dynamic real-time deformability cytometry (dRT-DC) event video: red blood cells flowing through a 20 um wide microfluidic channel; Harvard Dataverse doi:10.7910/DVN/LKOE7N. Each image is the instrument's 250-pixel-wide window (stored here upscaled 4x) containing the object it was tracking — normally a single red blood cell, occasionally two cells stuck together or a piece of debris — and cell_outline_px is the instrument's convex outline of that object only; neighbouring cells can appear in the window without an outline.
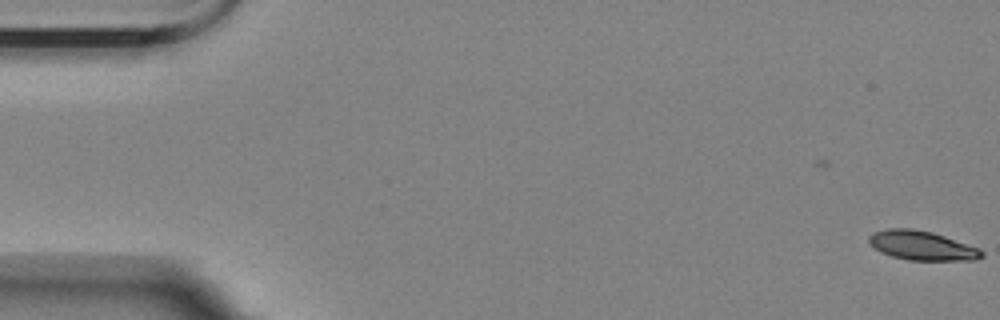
{"species": "Egyptian fruit bat (a non-hibernating species)", "species_latin": "Rousettus aegyptiacus", "temperature_condition": "room temperature", "stored_images_in_passage": 2, "camera_frame_rate_fps": 3000, "um_per_image_px": 0.085, "animal": {"sex": "female"}, "frame": {"image": 1, "passage_image": 2, "time_ms": 1.333, "image_size_px": [1000, 320], "cell_outline_px": [[984, 256], [976, 260], [908, 260], [892, 256], [880, 252], [868, 244], [868, 236], [872, 232], [888, 228], [912, 228], [932, 232], [980, 248], [984, 252]], "centroid_in_image_um": [78.34, 20.87], "position_along_channel_um": 6.7, "area_um2": 19.42}}